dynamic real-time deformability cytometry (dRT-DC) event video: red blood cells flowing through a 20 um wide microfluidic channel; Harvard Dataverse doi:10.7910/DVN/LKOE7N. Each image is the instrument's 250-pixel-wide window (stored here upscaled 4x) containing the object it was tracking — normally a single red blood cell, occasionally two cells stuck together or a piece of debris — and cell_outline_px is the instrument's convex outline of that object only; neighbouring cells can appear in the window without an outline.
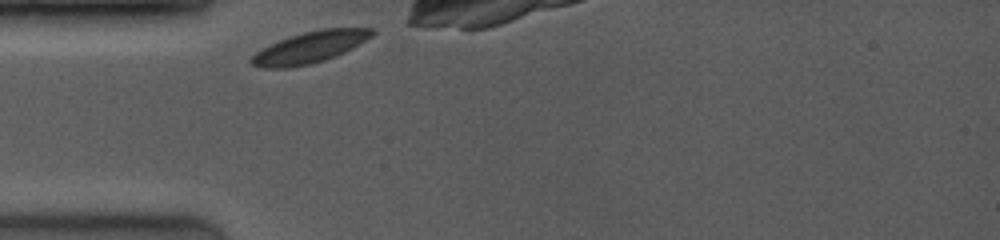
{"species": "common noctule bat (a hibernating species)", "species_latin": "Nyctalus noctula", "temperature_condition": "room temperature", "stored_images_in_passage": 38, "camera_frame_rate_fps": 4000, "um_per_image_px": 0.085, "animal": {"sex": "female", "body_mass_g": 19.0, "forearm_length_mm": 53.3}, "frame": {"image": 1, "passage_image": 1, "time_ms": 0.0, "image_size_px": [1000, 240], "cell_outline_px": [[376, 32], [372, 36], [344, 52], [324, 60], [308, 64], [284, 68], [264, 68], [252, 64], [252, 56], [256, 52], [280, 40], [304, 32], [324, 28], [372, 28]], "centroid_in_image_um": [26.37, 4.01], "position_along_channel_um": 58.6, "area_um2": 21.44}}
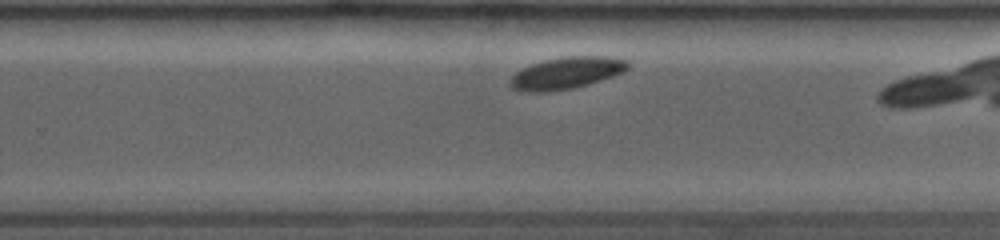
{"frame": {"image": 2, "passage_image": 25, "time_ms": 6.0, "image_size_px": [1000, 240], "cell_outline_px": [[632, 64], [628, 68], [612, 76], [600, 80], [572, 88], [540, 92], [528, 92], [512, 88], [508, 84], [512, 76], [516, 72], [532, 64], [544, 60], [564, 56], [608, 56], [628, 60]], "centroid_in_image_um": [48.15, 6.19], "position_along_channel_um": 281.6, "area_um2": 21.62}}
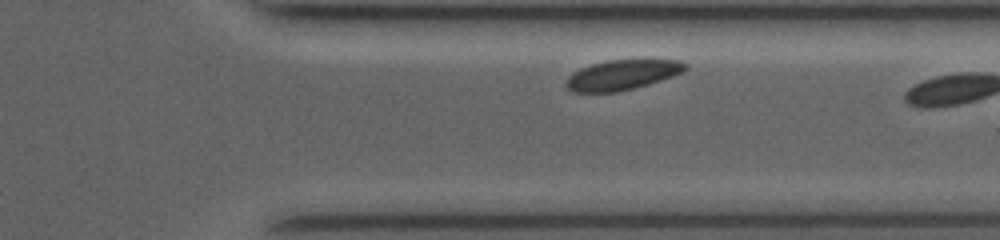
{"frame": {"image": 3, "passage_image": 33, "time_ms": 8.0, "image_size_px": [1000, 240], "cell_outline_px": [[688, 68], [672, 76], [648, 84], [616, 92], [576, 92], [568, 88], [564, 84], [568, 76], [580, 68], [592, 64], [608, 60], [680, 60], [688, 64]], "centroid_in_image_um": [52.87, 6.36], "position_along_channel_um": 358.5, "area_um2": 20.58}}